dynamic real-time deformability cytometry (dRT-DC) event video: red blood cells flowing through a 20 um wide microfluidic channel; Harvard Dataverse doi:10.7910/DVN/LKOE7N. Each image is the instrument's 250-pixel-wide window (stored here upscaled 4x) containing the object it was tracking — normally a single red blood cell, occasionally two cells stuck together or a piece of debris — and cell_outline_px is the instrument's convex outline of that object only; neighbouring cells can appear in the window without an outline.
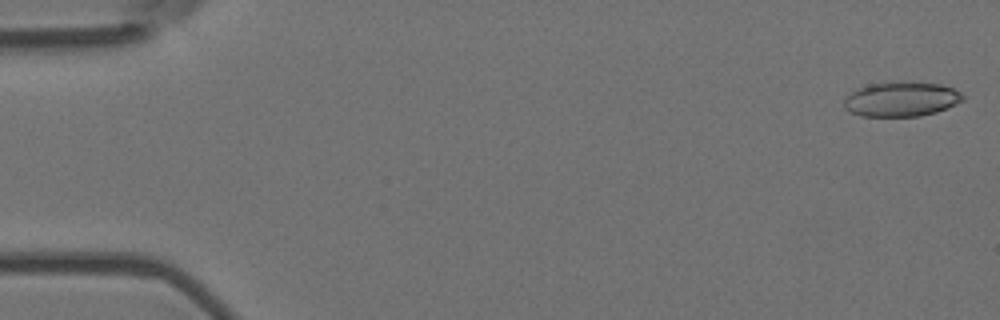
{"species": "Egyptian fruit bat (a non-hibernating species)", "species_latin": "Rousettus aegyptiacus", "temperature_condition": "room temperature", "stored_images_in_passage": 4, "camera_frame_rate_fps": 3000, "um_per_image_px": 0.085, "animal": {"sex": "female"}, "frame": {"image": 1, "passage_image": 1, "time_ms": 0.0, "image_size_px": [1000, 320], "cell_outline_px": [[964, 100], [956, 104], [936, 112], [920, 116], [860, 116], [848, 112], [844, 108], [844, 100], [856, 88], [868, 84], [896, 80], [912, 80], [940, 84], [952, 88], [960, 92], [964, 96]], "centroid_in_image_um": [76.6, 8.4], "position_along_channel_um": 8.4, "area_um2": 24.62}}
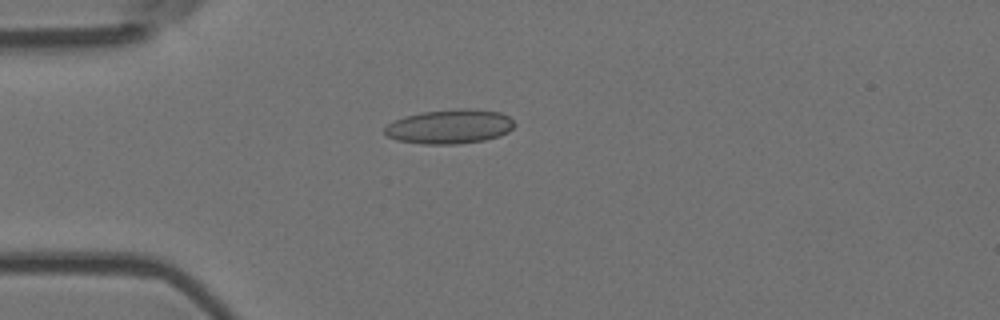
{"frame": {"image": 2, "passage_image": 4, "time_ms": 1.0, "image_size_px": [1000, 320], "cell_outline_px": [[516, 124], [508, 132], [500, 136], [484, 140], [456, 144], [424, 144], [396, 140], [388, 136], [384, 132], [384, 128], [388, 124], [404, 116], [424, 112], [456, 108], [472, 108], [500, 112], [508, 116]], "centroid_in_image_um": [38.24, 10.75], "position_along_channel_um": 46.8, "area_um2": 26.01}}